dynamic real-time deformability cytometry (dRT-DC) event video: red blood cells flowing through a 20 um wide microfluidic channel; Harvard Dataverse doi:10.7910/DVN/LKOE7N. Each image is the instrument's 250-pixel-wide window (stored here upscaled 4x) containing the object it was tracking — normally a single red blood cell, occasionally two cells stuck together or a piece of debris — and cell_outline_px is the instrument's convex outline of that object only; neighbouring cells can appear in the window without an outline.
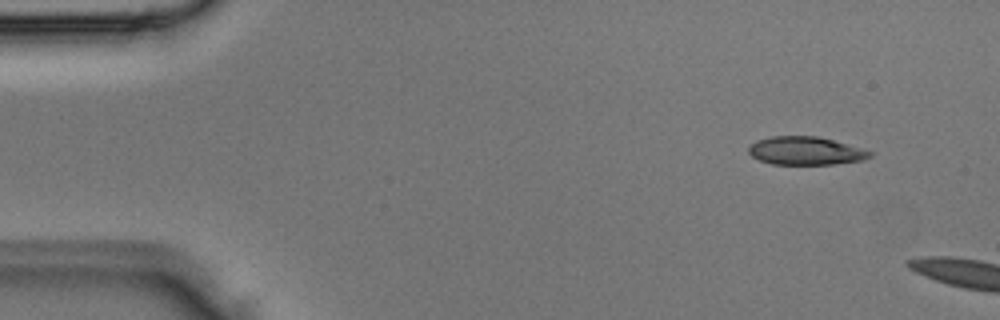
{"species": "Egyptian fruit bat (a non-hibernating species)", "species_latin": "Rousettus aegyptiacus", "temperature_condition": "room temperature", "stored_images_in_passage": 3, "camera_frame_rate_fps": 3000, "um_per_image_px": 0.085, "animal": {"sex": "male"}, "frame": {"image": 1, "passage_image": 1, "time_ms": 0.0, "image_size_px": [1000, 320], "cell_outline_px": [[872, 156], [864, 160], [832, 164], [772, 164], [760, 160], [752, 156], [748, 152], [748, 148], [756, 140], [772, 136], [820, 136], [864, 148], [872, 152]], "centroid_in_image_um": [68.51, 12.81], "position_along_channel_um": 16.5, "area_um2": 20.06}}